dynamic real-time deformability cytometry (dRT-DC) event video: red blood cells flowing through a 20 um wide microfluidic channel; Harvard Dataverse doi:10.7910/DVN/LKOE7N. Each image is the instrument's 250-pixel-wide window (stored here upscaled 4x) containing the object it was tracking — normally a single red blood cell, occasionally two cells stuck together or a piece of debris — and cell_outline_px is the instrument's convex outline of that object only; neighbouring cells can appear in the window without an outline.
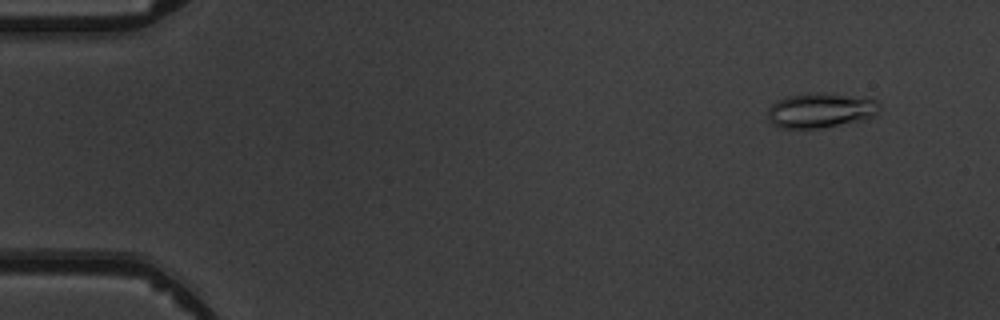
{"species": "common noctule bat (a hibernating species)", "species_latin": "Nyctalus noctula", "temperature_condition": "warm", "stored_images_in_passage": 4, "camera_frame_rate_fps": 3000, "um_per_image_px": 0.085, "animal": {"sex": "male", "body_mass_g": 19.5, "forearm_length_mm": 54.6}, "frame": {"image": 1, "passage_image": 1, "time_ms": 0.0, "image_size_px": [1000, 320], "cell_outline_px": [[880, 112], [864, 120], [820, 128], [780, 128], [772, 124], [768, 120], [768, 108], [776, 100], [788, 96], [816, 92], [820, 92], [876, 100], [880, 104]], "centroid_in_image_um": [69.72, 9.39], "position_along_channel_um": 15.3, "area_um2": 22.66}}